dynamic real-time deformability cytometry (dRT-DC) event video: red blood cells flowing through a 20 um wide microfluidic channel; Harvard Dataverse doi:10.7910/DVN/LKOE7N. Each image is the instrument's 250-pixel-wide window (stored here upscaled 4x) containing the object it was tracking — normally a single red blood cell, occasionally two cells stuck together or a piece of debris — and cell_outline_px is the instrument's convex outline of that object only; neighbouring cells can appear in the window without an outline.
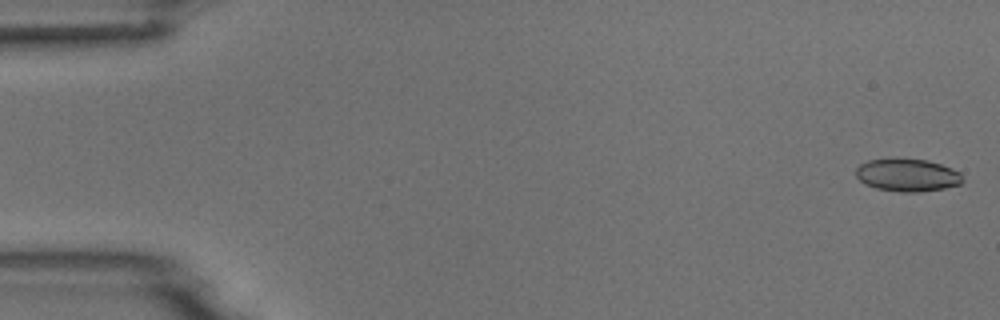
{"species": "common noctule bat (a hibernating species)", "species_latin": "Nyctalus noctula", "temperature_condition": "room temperature", "stored_images_in_passage": 5, "camera_frame_rate_fps": 3000, "um_per_image_px": 0.085, "animal": {"sex": "male", "body_mass_g": 18.8}, "frame": {"image": 1, "passage_image": 1, "time_ms": 0.0, "image_size_px": [1000, 320], "cell_outline_px": [[964, 180], [960, 184], [944, 188], [920, 192], [900, 192], [876, 188], [864, 184], [856, 176], [856, 168], [860, 164], [868, 160], [928, 160], [952, 168], [960, 172]], "centroid_in_image_um": [77.14, 14.91], "position_along_channel_um": 7.9, "area_um2": 20.06}}
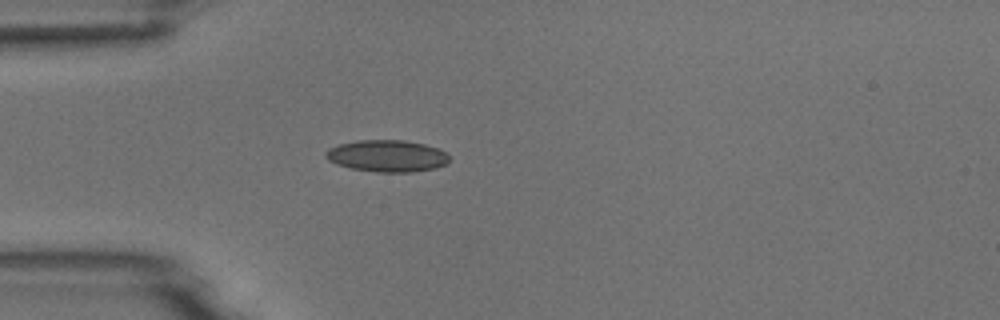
{"frame": {"image": 2, "passage_image": 5, "time_ms": 4.667, "image_size_px": [1000, 320], "cell_outline_px": [[448, 160], [444, 164], [436, 168], [412, 172], [376, 172], [352, 168], [336, 164], [328, 160], [324, 156], [324, 152], [328, 148], [340, 144], [360, 140], [404, 140], [424, 144], [440, 148], [448, 156]], "centroid_in_image_um": [32.88, 13.25], "position_along_channel_um": 52.1, "area_um2": 22.89}}